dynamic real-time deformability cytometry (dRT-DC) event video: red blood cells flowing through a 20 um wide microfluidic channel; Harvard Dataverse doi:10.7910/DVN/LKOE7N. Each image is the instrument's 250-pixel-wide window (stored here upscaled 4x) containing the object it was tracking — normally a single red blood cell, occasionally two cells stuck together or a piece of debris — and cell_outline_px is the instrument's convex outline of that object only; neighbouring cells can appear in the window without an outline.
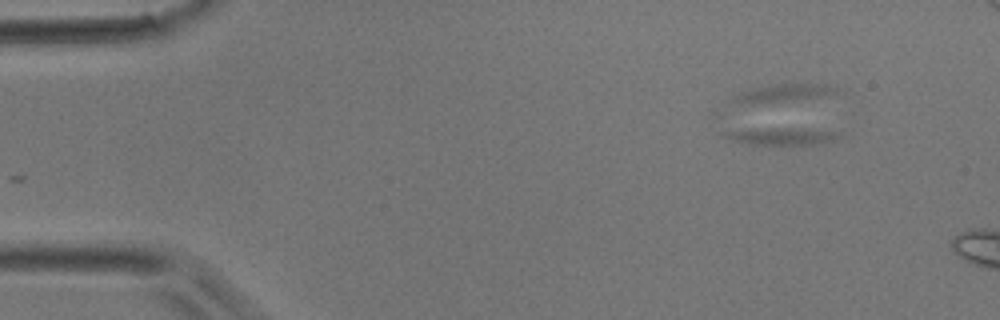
{"species": "common noctule bat (a hibernating species)", "species_latin": "Nyctalus noctula", "temperature_condition": "room temperature", "stored_images_in_passage": 3, "camera_frame_rate_fps": 3000, "um_per_image_px": 0.085, "animal": {"sex": "male", "body_mass_g": 17.9}, "frame": {"image": 1, "passage_image": 2, "time_ms": 0.333, "image_size_px": [1000, 320], "cell_outline_px": [[840, 132], [836, 136], [820, 144], [752, 144], [732, 140], [716, 132], [724, 128], [784, 128]], "centroid_in_image_um": [66.08, 11.54], "position_along_channel_um": 18.9, "area_um2": 11.44}}